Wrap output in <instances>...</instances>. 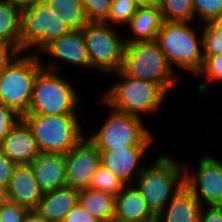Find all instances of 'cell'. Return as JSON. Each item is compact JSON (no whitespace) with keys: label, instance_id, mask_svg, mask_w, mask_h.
Segmentation results:
<instances>
[{"label":"cell","instance_id":"obj_1","mask_svg":"<svg viewBox=\"0 0 222 222\" xmlns=\"http://www.w3.org/2000/svg\"><path fill=\"white\" fill-rule=\"evenodd\" d=\"M111 74L120 79L103 92L99 101L104 105L141 118L143 114L156 115L161 109L168 94L158 84L125 75L121 70Z\"/></svg>","mask_w":222,"mask_h":222},{"label":"cell","instance_id":"obj_2","mask_svg":"<svg viewBox=\"0 0 222 222\" xmlns=\"http://www.w3.org/2000/svg\"><path fill=\"white\" fill-rule=\"evenodd\" d=\"M185 164L171 155L160 154L150 167H144L133 183L157 216L185 185Z\"/></svg>","mask_w":222,"mask_h":222},{"label":"cell","instance_id":"obj_3","mask_svg":"<svg viewBox=\"0 0 222 222\" xmlns=\"http://www.w3.org/2000/svg\"><path fill=\"white\" fill-rule=\"evenodd\" d=\"M121 71L136 79L158 84L168 95L180 77L156 40L126 43Z\"/></svg>","mask_w":222,"mask_h":222},{"label":"cell","instance_id":"obj_4","mask_svg":"<svg viewBox=\"0 0 222 222\" xmlns=\"http://www.w3.org/2000/svg\"><path fill=\"white\" fill-rule=\"evenodd\" d=\"M191 24L164 21L156 41L173 69L177 66L196 76L203 66L202 31L199 36L198 30Z\"/></svg>","mask_w":222,"mask_h":222},{"label":"cell","instance_id":"obj_5","mask_svg":"<svg viewBox=\"0 0 222 222\" xmlns=\"http://www.w3.org/2000/svg\"><path fill=\"white\" fill-rule=\"evenodd\" d=\"M78 114H24L22 119L30 127L41 153L69 152L84 136Z\"/></svg>","mask_w":222,"mask_h":222},{"label":"cell","instance_id":"obj_6","mask_svg":"<svg viewBox=\"0 0 222 222\" xmlns=\"http://www.w3.org/2000/svg\"><path fill=\"white\" fill-rule=\"evenodd\" d=\"M19 54L0 73V103L15 110L21 117L28 113L33 87L43 69L39 54Z\"/></svg>","mask_w":222,"mask_h":222},{"label":"cell","instance_id":"obj_7","mask_svg":"<svg viewBox=\"0 0 222 222\" xmlns=\"http://www.w3.org/2000/svg\"><path fill=\"white\" fill-rule=\"evenodd\" d=\"M58 73L44 68L38 73L26 114H77L81 99L79 91Z\"/></svg>","mask_w":222,"mask_h":222},{"label":"cell","instance_id":"obj_8","mask_svg":"<svg viewBox=\"0 0 222 222\" xmlns=\"http://www.w3.org/2000/svg\"><path fill=\"white\" fill-rule=\"evenodd\" d=\"M106 121L87 136L99 152L129 146H152L154 134L145 126L141 117L121 113L110 108Z\"/></svg>","mask_w":222,"mask_h":222},{"label":"cell","instance_id":"obj_9","mask_svg":"<svg viewBox=\"0 0 222 222\" xmlns=\"http://www.w3.org/2000/svg\"><path fill=\"white\" fill-rule=\"evenodd\" d=\"M60 12L52 11L43 2H36L21 11V52H40L53 40L68 34L72 29L63 23Z\"/></svg>","mask_w":222,"mask_h":222},{"label":"cell","instance_id":"obj_10","mask_svg":"<svg viewBox=\"0 0 222 222\" xmlns=\"http://www.w3.org/2000/svg\"><path fill=\"white\" fill-rule=\"evenodd\" d=\"M106 22H88L82 29L91 68L104 74L121 70L125 49V37Z\"/></svg>","mask_w":222,"mask_h":222},{"label":"cell","instance_id":"obj_11","mask_svg":"<svg viewBox=\"0 0 222 222\" xmlns=\"http://www.w3.org/2000/svg\"><path fill=\"white\" fill-rule=\"evenodd\" d=\"M207 154L200 157L197 173L185 165V185L201 206H222V161Z\"/></svg>","mask_w":222,"mask_h":222},{"label":"cell","instance_id":"obj_12","mask_svg":"<svg viewBox=\"0 0 222 222\" xmlns=\"http://www.w3.org/2000/svg\"><path fill=\"white\" fill-rule=\"evenodd\" d=\"M86 134L65 154L67 186L77 190L89 188L91 178L101 165V155Z\"/></svg>","mask_w":222,"mask_h":222},{"label":"cell","instance_id":"obj_13","mask_svg":"<svg viewBox=\"0 0 222 222\" xmlns=\"http://www.w3.org/2000/svg\"><path fill=\"white\" fill-rule=\"evenodd\" d=\"M43 53L56 59L48 65H45L43 60H41L43 68L47 70L60 73L59 67L61 66L57 65V60L74 66L79 65L80 67L91 68V61L82 30H71L68 34L53 40L40 52L39 56L41 59L43 58Z\"/></svg>","mask_w":222,"mask_h":222},{"label":"cell","instance_id":"obj_14","mask_svg":"<svg viewBox=\"0 0 222 222\" xmlns=\"http://www.w3.org/2000/svg\"><path fill=\"white\" fill-rule=\"evenodd\" d=\"M152 146H129L100 152L101 164L114 173L125 185L133 184L144 167L140 162Z\"/></svg>","mask_w":222,"mask_h":222},{"label":"cell","instance_id":"obj_15","mask_svg":"<svg viewBox=\"0 0 222 222\" xmlns=\"http://www.w3.org/2000/svg\"><path fill=\"white\" fill-rule=\"evenodd\" d=\"M0 150L17 165H30L41 154L30 127L22 118L3 139Z\"/></svg>","mask_w":222,"mask_h":222},{"label":"cell","instance_id":"obj_16","mask_svg":"<svg viewBox=\"0 0 222 222\" xmlns=\"http://www.w3.org/2000/svg\"><path fill=\"white\" fill-rule=\"evenodd\" d=\"M43 194L35 180L31 165H18L6 187L7 200L34 212Z\"/></svg>","mask_w":222,"mask_h":222},{"label":"cell","instance_id":"obj_17","mask_svg":"<svg viewBox=\"0 0 222 222\" xmlns=\"http://www.w3.org/2000/svg\"><path fill=\"white\" fill-rule=\"evenodd\" d=\"M30 165L44 193L67 186L65 154L41 153Z\"/></svg>","mask_w":222,"mask_h":222},{"label":"cell","instance_id":"obj_18","mask_svg":"<svg viewBox=\"0 0 222 222\" xmlns=\"http://www.w3.org/2000/svg\"><path fill=\"white\" fill-rule=\"evenodd\" d=\"M79 190L69 186L43 194L34 211L44 222H62L68 212L78 203Z\"/></svg>","mask_w":222,"mask_h":222},{"label":"cell","instance_id":"obj_19","mask_svg":"<svg viewBox=\"0 0 222 222\" xmlns=\"http://www.w3.org/2000/svg\"><path fill=\"white\" fill-rule=\"evenodd\" d=\"M114 218L156 222V216L152 213L143 195L134 184L124 185L116 195Z\"/></svg>","mask_w":222,"mask_h":222},{"label":"cell","instance_id":"obj_20","mask_svg":"<svg viewBox=\"0 0 222 222\" xmlns=\"http://www.w3.org/2000/svg\"><path fill=\"white\" fill-rule=\"evenodd\" d=\"M201 204L184 185L156 216V222H198Z\"/></svg>","mask_w":222,"mask_h":222},{"label":"cell","instance_id":"obj_21","mask_svg":"<svg viewBox=\"0 0 222 222\" xmlns=\"http://www.w3.org/2000/svg\"><path fill=\"white\" fill-rule=\"evenodd\" d=\"M163 22L159 5L138 7L134 16L126 25L133 36H127L125 42L134 43L156 40Z\"/></svg>","mask_w":222,"mask_h":222},{"label":"cell","instance_id":"obj_22","mask_svg":"<svg viewBox=\"0 0 222 222\" xmlns=\"http://www.w3.org/2000/svg\"><path fill=\"white\" fill-rule=\"evenodd\" d=\"M116 196L90 188L79 190L78 203L100 222H111L115 217Z\"/></svg>","mask_w":222,"mask_h":222},{"label":"cell","instance_id":"obj_23","mask_svg":"<svg viewBox=\"0 0 222 222\" xmlns=\"http://www.w3.org/2000/svg\"><path fill=\"white\" fill-rule=\"evenodd\" d=\"M21 9L0 0V41L8 42L21 51Z\"/></svg>","mask_w":222,"mask_h":222},{"label":"cell","instance_id":"obj_24","mask_svg":"<svg viewBox=\"0 0 222 222\" xmlns=\"http://www.w3.org/2000/svg\"><path fill=\"white\" fill-rule=\"evenodd\" d=\"M52 13L60 12L63 23L72 30H82L88 23L81 0H42Z\"/></svg>","mask_w":222,"mask_h":222},{"label":"cell","instance_id":"obj_25","mask_svg":"<svg viewBox=\"0 0 222 222\" xmlns=\"http://www.w3.org/2000/svg\"><path fill=\"white\" fill-rule=\"evenodd\" d=\"M164 21H194L193 0H159Z\"/></svg>","mask_w":222,"mask_h":222},{"label":"cell","instance_id":"obj_26","mask_svg":"<svg viewBox=\"0 0 222 222\" xmlns=\"http://www.w3.org/2000/svg\"><path fill=\"white\" fill-rule=\"evenodd\" d=\"M124 185L125 184L114 173L101 164L93 174L89 188L116 196Z\"/></svg>","mask_w":222,"mask_h":222},{"label":"cell","instance_id":"obj_27","mask_svg":"<svg viewBox=\"0 0 222 222\" xmlns=\"http://www.w3.org/2000/svg\"><path fill=\"white\" fill-rule=\"evenodd\" d=\"M138 6L131 0H112L108 20L112 26L127 25L137 11ZM117 25V26H116Z\"/></svg>","mask_w":222,"mask_h":222},{"label":"cell","instance_id":"obj_28","mask_svg":"<svg viewBox=\"0 0 222 222\" xmlns=\"http://www.w3.org/2000/svg\"><path fill=\"white\" fill-rule=\"evenodd\" d=\"M202 56L222 54V31L211 22L202 24Z\"/></svg>","mask_w":222,"mask_h":222},{"label":"cell","instance_id":"obj_29","mask_svg":"<svg viewBox=\"0 0 222 222\" xmlns=\"http://www.w3.org/2000/svg\"><path fill=\"white\" fill-rule=\"evenodd\" d=\"M88 22H106L112 0H81Z\"/></svg>","mask_w":222,"mask_h":222},{"label":"cell","instance_id":"obj_30","mask_svg":"<svg viewBox=\"0 0 222 222\" xmlns=\"http://www.w3.org/2000/svg\"><path fill=\"white\" fill-rule=\"evenodd\" d=\"M194 21L212 22L222 13V0H193ZM199 17V18H198Z\"/></svg>","mask_w":222,"mask_h":222},{"label":"cell","instance_id":"obj_31","mask_svg":"<svg viewBox=\"0 0 222 222\" xmlns=\"http://www.w3.org/2000/svg\"><path fill=\"white\" fill-rule=\"evenodd\" d=\"M201 75L207 81H222V54L203 57L202 69L196 74Z\"/></svg>","mask_w":222,"mask_h":222},{"label":"cell","instance_id":"obj_32","mask_svg":"<svg viewBox=\"0 0 222 222\" xmlns=\"http://www.w3.org/2000/svg\"><path fill=\"white\" fill-rule=\"evenodd\" d=\"M30 213L27 208L8 200L0 204V222H25Z\"/></svg>","mask_w":222,"mask_h":222},{"label":"cell","instance_id":"obj_33","mask_svg":"<svg viewBox=\"0 0 222 222\" xmlns=\"http://www.w3.org/2000/svg\"><path fill=\"white\" fill-rule=\"evenodd\" d=\"M21 118L15 110L0 103V146L9 131Z\"/></svg>","mask_w":222,"mask_h":222},{"label":"cell","instance_id":"obj_34","mask_svg":"<svg viewBox=\"0 0 222 222\" xmlns=\"http://www.w3.org/2000/svg\"><path fill=\"white\" fill-rule=\"evenodd\" d=\"M18 165L0 150V184L5 188L9 185Z\"/></svg>","mask_w":222,"mask_h":222},{"label":"cell","instance_id":"obj_35","mask_svg":"<svg viewBox=\"0 0 222 222\" xmlns=\"http://www.w3.org/2000/svg\"><path fill=\"white\" fill-rule=\"evenodd\" d=\"M22 53L16 46L0 41V73Z\"/></svg>","mask_w":222,"mask_h":222},{"label":"cell","instance_id":"obj_36","mask_svg":"<svg viewBox=\"0 0 222 222\" xmlns=\"http://www.w3.org/2000/svg\"><path fill=\"white\" fill-rule=\"evenodd\" d=\"M62 222H100L77 203L64 217Z\"/></svg>","mask_w":222,"mask_h":222},{"label":"cell","instance_id":"obj_37","mask_svg":"<svg viewBox=\"0 0 222 222\" xmlns=\"http://www.w3.org/2000/svg\"><path fill=\"white\" fill-rule=\"evenodd\" d=\"M198 222H222V206H202Z\"/></svg>","mask_w":222,"mask_h":222},{"label":"cell","instance_id":"obj_38","mask_svg":"<svg viewBox=\"0 0 222 222\" xmlns=\"http://www.w3.org/2000/svg\"><path fill=\"white\" fill-rule=\"evenodd\" d=\"M8 3L12 4L13 6H16L20 8L21 10L30 8L33 4L36 2H40L42 0H4Z\"/></svg>","mask_w":222,"mask_h":222},{"label":"cell","instance_id":"obj_39","mask_svg":"<svg viewBox=\"0 0 222 222\" xmlns=\"http://www.w3.org/2000/svg\"><path fill=\"white\" fill-rule=\"evenodd\" d=\"M131 1L134 2L138 7L159 5V0H131Z\"/></svg>","mask_w":222,"mask_h":222},{"label":"cell","instance_id":"obj_40","mask_svg":"<svg viewBox=\"0 0 222 222\" xmlns=\"http://www.w3.org/2000/svg\"><path fill=\"white\" fill-rule=\"evenodd\" d=\"M25 222H44L35 212H31Z\"/></svg>","mask_w":222,"mask_h":222},{"label":"cell","instance_id":"obj_41","mask_svg":"<svg viewBox=\"0 0 222 222\" xmlns=\"http://www.w3.org/2000/svg\"><path fill=\"white\" fill-rule=\"evenodd\" d=\"M217 29L222 31V13L211 22Z\"/></svg>","mask_w":222,"mask_h":222},{"label":"cell","instance_id":"obj_42","mask_svg":"<svg viewBox=\"0 0 222 222\" xmlns=\"http://www.w3.org/2000/svg\"><path fill=\"white\" fill-rule=\"evenodd\" d=\"M7 200L6 188L0 184V204Z\"/></svg>","mask_w":222,"mask_h":222},{"label":"cell","instance_id":"obj_43","mask_svg":"<svg viewBox=\"0 0 222 222\" xmlns=\"http://www.w3.org/2000/svg\"><path fill=\"white\" fill-rule=\"evenodd\" d=\"M111 222H142V221H133V220H124L114 218Z\"/></svg>","mask_w":222,"mask_h":222}]
</instances>
